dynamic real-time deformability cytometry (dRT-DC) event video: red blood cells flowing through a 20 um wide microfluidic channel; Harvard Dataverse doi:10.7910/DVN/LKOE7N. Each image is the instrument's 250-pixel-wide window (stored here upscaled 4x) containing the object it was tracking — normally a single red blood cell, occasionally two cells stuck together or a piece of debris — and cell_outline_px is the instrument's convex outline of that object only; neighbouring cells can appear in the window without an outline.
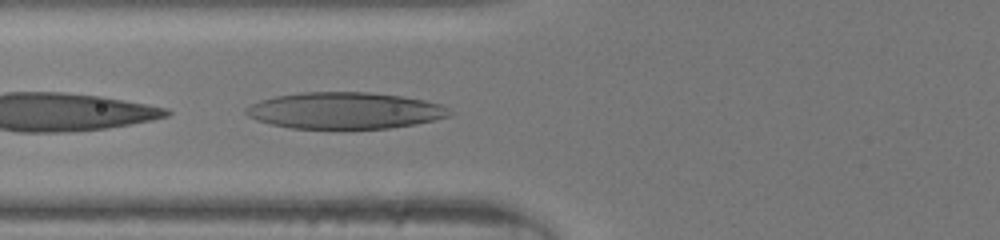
{"species": "human", "species_latin": "Homo sapiens", "temperature_condition": "room temperature", "stored_images_in_passage": 8, "camera_frame_rate_fps": 3000, "um_per_image_px": 0.085, "donor": {"sex": "male"}, "frame": {"image": 1, "passage_image": 7, "time_ms": 2.0, "image_size_px": [1000, 240], "cell_outline_px": [[452, 112], [448, 116], [416, 124], [388, 128], [340, 132], [292, 128], [272, 124], [256, 120], [248, 116], [244, 112], [244, 108], [260, 100], [276, 96], [300, 92], [368, 92], [400, 96], [424, 100], [440, 104], [448, 108]], "centroid_in_image_um": [29.27, 9.44], "position_along_channel_um": 96.5, "area_um2": 44.45}}